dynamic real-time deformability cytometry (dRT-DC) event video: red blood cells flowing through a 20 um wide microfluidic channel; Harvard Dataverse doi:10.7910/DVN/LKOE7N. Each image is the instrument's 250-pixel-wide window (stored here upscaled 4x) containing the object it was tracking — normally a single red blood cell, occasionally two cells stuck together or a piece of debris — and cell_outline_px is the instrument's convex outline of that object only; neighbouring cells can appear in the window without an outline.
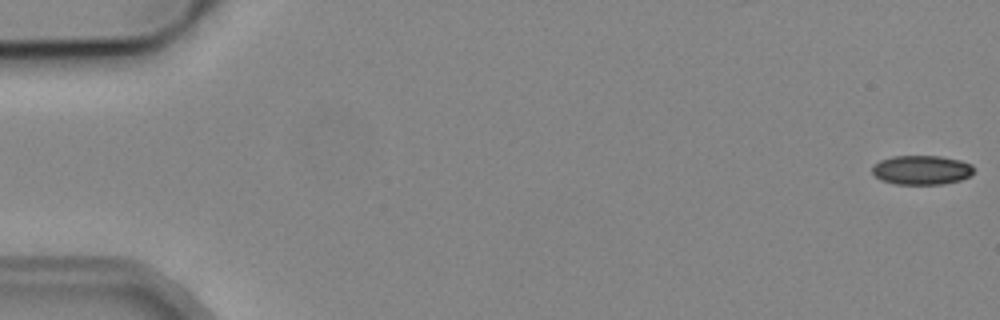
{"species": "common noctule bat (a hibernating species)", "species_latin": "Nyctalus noctula", "temperature_condition": "cold", "stored_images_in_passage": 5, "camera_frame_rate_fps": 3000, "um_per_image_px": 0.085, "animal": {"sex": "male", "body_mass_g": 19.2, "forearm_length_mm": 51.8}, "frame": {"image": 1, "passage_image": 1, "time_ms": 0.0, "image_size_px": [1000, 320], "cell_outline_px": [[972, 172], [968, 176], [960, 180], [944, 184], [896, 184], [880, 180], [872, 172], [872, 164], [880, 160], [892, 156], [940, 156], [960, 160], [972, 164]], "centroid_in_image_um": [78.29, 14.44], "position_along_channel_um": 6.7, "area_um2": 17.34}}